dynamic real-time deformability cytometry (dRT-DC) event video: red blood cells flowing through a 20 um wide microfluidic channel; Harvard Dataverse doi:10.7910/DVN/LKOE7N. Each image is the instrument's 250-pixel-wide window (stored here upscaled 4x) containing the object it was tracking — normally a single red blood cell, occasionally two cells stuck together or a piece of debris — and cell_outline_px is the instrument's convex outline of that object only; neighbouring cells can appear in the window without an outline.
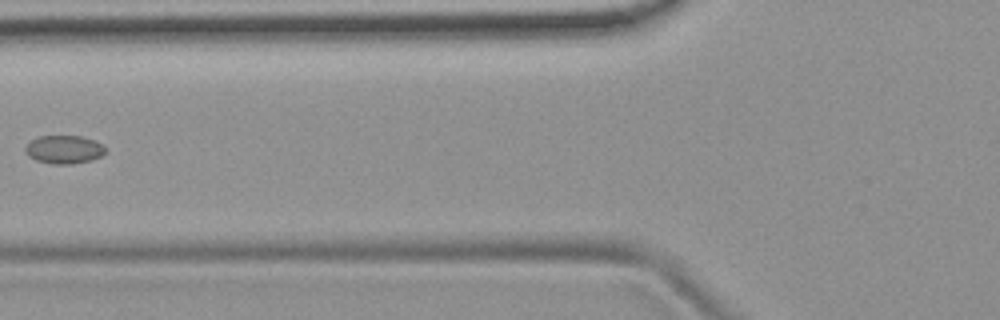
{"species": "common noctule bat (a hibernating species)", "species_latin": "Nyctalus noctula", "temperature_condition": "room temperature", "stored_images_in_passage": 7, "camera_frame_rate_fps": 3000, "um_per_image_px": 0.085, "animal": {"sex": "female", "body_mass_g": 19.9}, "frame": {"image": 1, "passage_image": 6, "time_ms": 1.667, "image_size_px": [1000, 320], "cell_outline_px": [[108, 148], [100, 156], [92, 160], [68, 164], [52, 164], [36, 160], [28, 156], [24, 152], [24, 148], [32, 140], [40, 136], [80, 136], [104, 144]], "centroid_in_image_um": [5.45, 12.71], "position_along_channel_um": 120.4, "area_um2": 13.18}}
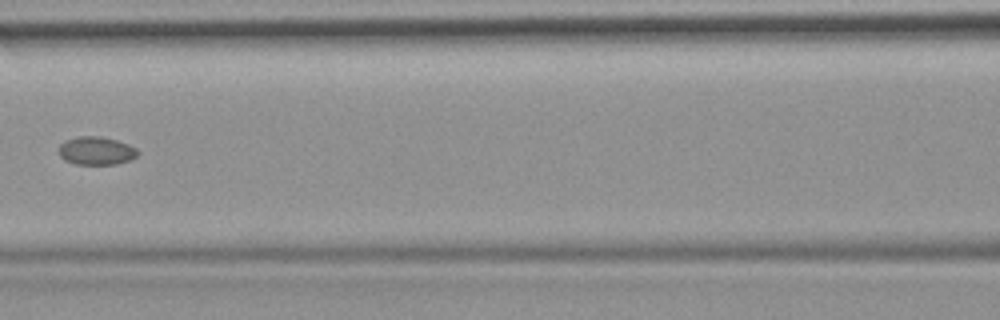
{"frame": {"image": 2, "passage_image": 7, "time_ms": 2.0, "image_size_px": [1000, 320], "cell_outline_px": [[140, 152], [136, 156], [128, 160], [116, 164], [76, 164], [64, 160], [60, 156], [60, 144], [64, 140], [80, 136], [100, 136], [116, 140], [128, 144], [136, 148]], "centroid_in_image_um": [8.18, 12.81], "position_along_channel_um": 158.4, "area_um2": 12.89}}